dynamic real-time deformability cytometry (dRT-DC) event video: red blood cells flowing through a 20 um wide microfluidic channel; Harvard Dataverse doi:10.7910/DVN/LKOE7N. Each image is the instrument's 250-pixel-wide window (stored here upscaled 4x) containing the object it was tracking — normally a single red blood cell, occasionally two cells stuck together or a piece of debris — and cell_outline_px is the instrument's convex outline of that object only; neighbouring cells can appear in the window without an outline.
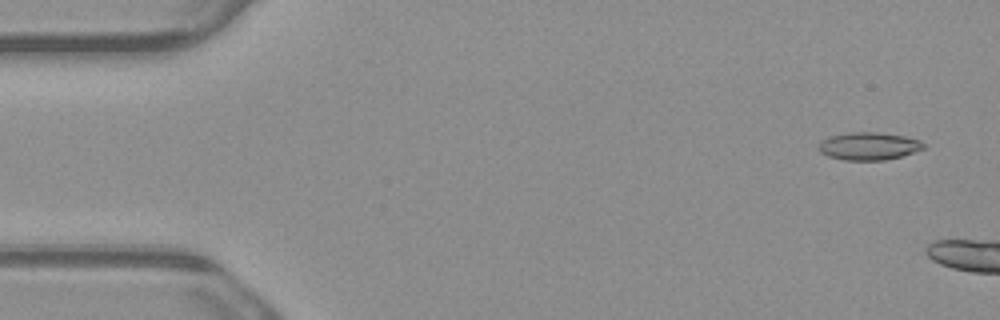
{"species": "common noctule bat (a hibernating species)", "species_latin": "Nyctalus noctula", "temperature_condition": "warm", "stored_images_in_passage": 3, "camera_frame_rate_fps": 3000, "um_per_image_px": 0.085, "animal": {"sex": "male", "body_mass_g": 23.1, "forearm_length_mm": 52.7}, "frame": {"image": 1, "passage_image": 1, "time_ms": 0.0, "image_size_px": [1000, 320], "cell_outline_px": [[924, 148], [900, 156], [884, 160], [844, 160], [828, 156], [820, 152], [820, 144], [824, 140], [832, 136], [848, 132], [876, 132], [904, 136], [920, 140], [924, 144]], "centroid_in_image_um": [73.85, 12.42], "position_along_channel_um": 11.1, "area_um2": 16.59}}